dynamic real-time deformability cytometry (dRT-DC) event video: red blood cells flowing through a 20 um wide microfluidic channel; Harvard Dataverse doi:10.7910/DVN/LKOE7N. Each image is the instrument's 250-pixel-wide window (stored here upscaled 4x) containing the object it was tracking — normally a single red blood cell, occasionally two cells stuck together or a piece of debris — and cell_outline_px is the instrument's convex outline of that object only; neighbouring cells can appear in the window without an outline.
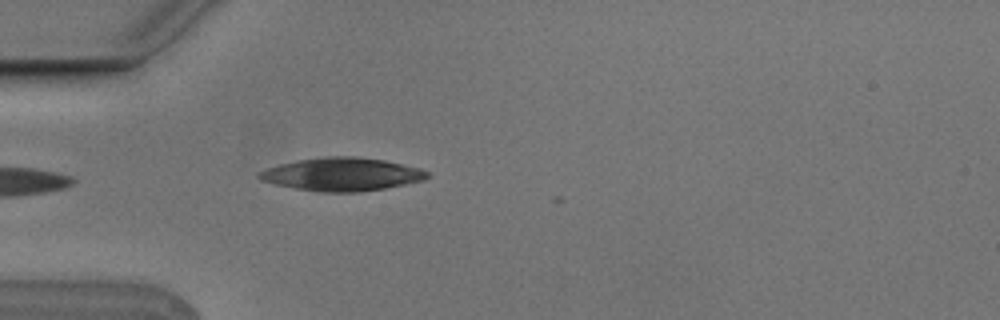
{"species": "Egyptian fruit bat (a non-hibernating species)", "species_latin": "Rousettus aegyptiacus", "temperature_condition": "cold", "stored_images_in_passage": 4, "camera_frame_rate_fps": 3000, "um_per_image_px": 0.085, "animal": {"sex": "male"}, "frame": {"image": 1, "passage_image": 4, "time_ms": 1.0, "image_size_px": [1000, 320], "cell_outline_px": [[432, 176], [424, 180], [384, 188], [356, 192], [320, 192], [296, 188], [276, 184], [260, 180], [256, 176], [260, 172], [268, 168], [280, 164], [300, 160], [324, 156], [352, 156], [384, 160], [420, 168], [428, 172]], "centroid_in_image_um": [29.09, 14.81], "position_along_channel_um": 55.9, "area_um2": 32.19}}